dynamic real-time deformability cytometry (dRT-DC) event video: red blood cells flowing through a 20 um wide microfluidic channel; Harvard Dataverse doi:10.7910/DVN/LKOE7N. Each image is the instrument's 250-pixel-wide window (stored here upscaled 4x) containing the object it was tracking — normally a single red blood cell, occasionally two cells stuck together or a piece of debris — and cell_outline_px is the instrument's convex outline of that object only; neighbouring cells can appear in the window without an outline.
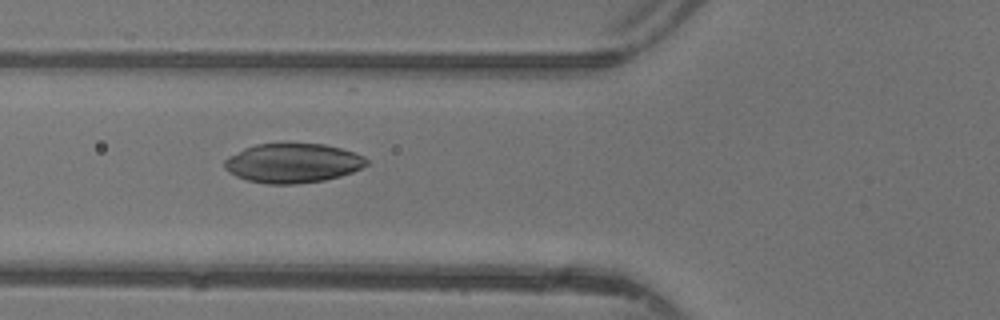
{"species": "common noctule bat (a hibernating species)", "species_latin": "Nyctalus noctula", "temperature_condition": "warm", "stored_images_in_passage": 35, "camera_frame_rate_fps": 3000, "um_per_image_px": 0.085, "animal": {"sex": "female"}, "frame": {"image": 1, "passage_image": 6, "time_ms": 1.667, "image_size_px": [1000, 320], "cell_outline_px": [[368, 164], [352, 172], [340, 176], [324, 180], [292, 184], [268, 184], [248, 180], [236, 176], [228, 172], [224, 168], [224, 160], [228, 156], [244, 148], [256, 144], [324, 144], [340, 148], [364, 156], [368, 160]], "centroid_in_image_um": [24.86, 13.86], "position_along_channel_um": 100.9, "area_um2": 32.43}}
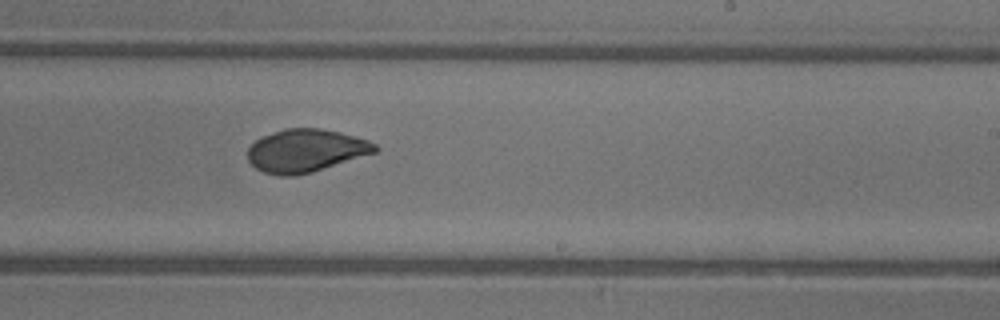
{"frame": {"image": 2, "passage_image": 17, "time_ms": 5.333, "image_size_px": [1000, 320], "cell_outline_px": [[380, 148], [376, 152], [312, 172], [292, 176], [280, 176], [264, 172], [256, 168], [248, 160], [248, 148], [256, 140], [264, 136], [284, 128], [320, 128], [340, 132], [356, 136], [368, 140], [376, 144]], "centroid_in_image_um": [26.01, 12.8], "position_along_channel_um": 263.0, "area_um2": 31.73}}
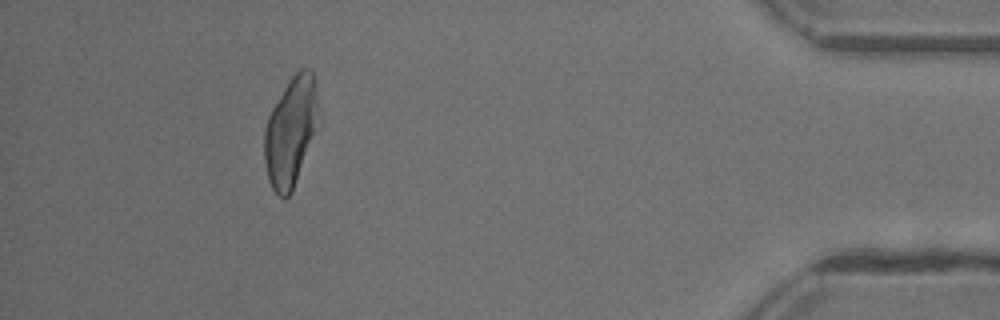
{"frame": {"image": 3, "passage_image": 31, "time_ms": 10.0, "image_size_px": [1000, 320], "cell_outline_px": [[316, 108], [312, 132], [292, 192], [284, 200], [272, 188], [268, 180], [264, 160], [264, 128], [268, 116], [272, 108], [288, 80], [300, 68], [308, 68], [312, 72], [316, 84]], "centroid_in_image_um": [24.62, 11.16], "position_along_channel_um": 410.6, "area_um2": 33.0}}